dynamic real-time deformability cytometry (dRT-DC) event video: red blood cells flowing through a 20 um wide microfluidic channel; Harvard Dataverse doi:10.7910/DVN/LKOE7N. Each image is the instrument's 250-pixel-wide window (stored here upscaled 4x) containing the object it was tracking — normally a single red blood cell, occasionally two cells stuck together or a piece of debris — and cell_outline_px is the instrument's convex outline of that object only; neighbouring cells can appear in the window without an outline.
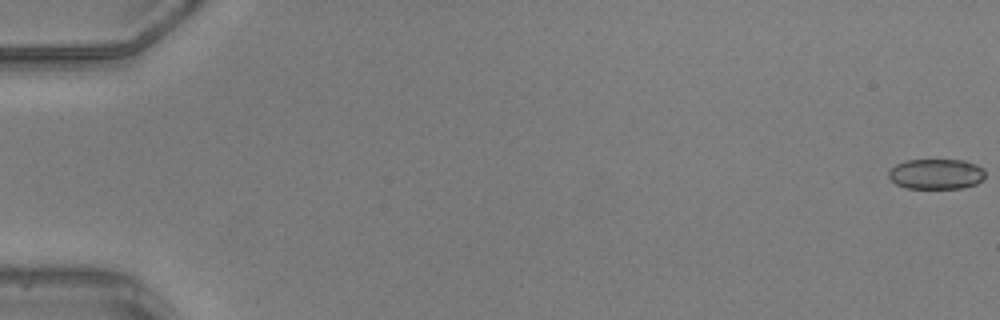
{"species": "common noctule bat (a hibernating species)", "species_latin": "Nyctalus noctula", "temperature_condition": "warm", "stored_images_in_passage": 16, "camera_frame_rate_fps": 3000, "um_per_image_px": 0.085, "animal": {"sex": "male", "body_mass_g": 20.5, "forearm_length_mm": 52.5}, "frame": {"image": 1, "passage_image": 1, "time_ms": 0.0, "image_size_px": [1000, 320], "cell_outline_px": [[984, 176], [976, 184], [964, 188], [904, 188], [896, 184], [888, 176], [888, 172], [896, 164], [908, 160], [964, 160], [976, 164], [984, 168]], "centroid_in_image_um": [79.58, 14.79], "position_along_channel_um": 5.4, "area_um2": 17.05}}